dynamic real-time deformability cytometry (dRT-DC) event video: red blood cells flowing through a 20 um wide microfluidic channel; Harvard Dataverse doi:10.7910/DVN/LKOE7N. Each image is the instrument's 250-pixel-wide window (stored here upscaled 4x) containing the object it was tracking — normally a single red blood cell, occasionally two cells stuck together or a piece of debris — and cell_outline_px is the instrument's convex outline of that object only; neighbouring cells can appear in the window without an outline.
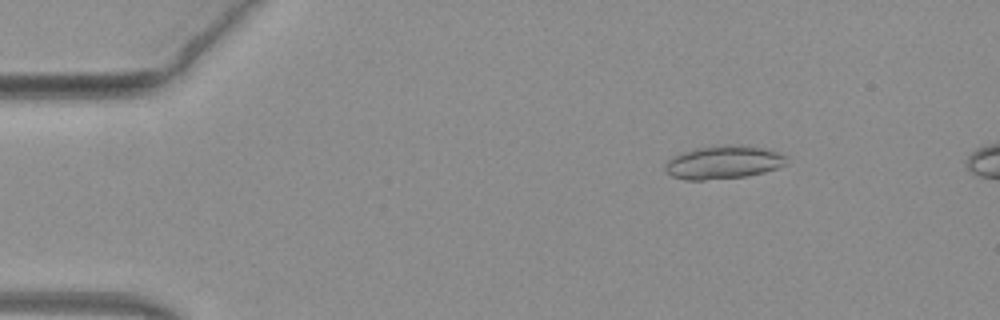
{"species": "common noctule bat (a hibernating species)", "species_latin": "Nyctalus noctula", "temperature_condition": "warm", "stored_images_in_passage": 49, "camera_frame_rate_fps": 3000, "um_per_image_px": 0.085, "animal": {"sex": "female", "body_mass_g": 19.3, "forearm_length_mm": 54.1}, "frame": {"image": 1, "passage_image": 7, "time_ms": 2.0, "image_size_px": [1000, 320], "cell_outline_px": [[788, 164], [764, 172], [748, 176], [704, 180], [684, 180], [672, 176], [664, 168], [664, 164], [672, 156], [696, 148], [724, 144], [772, 148], [784, 156], [788, 160]], "centroid_in_image_um": [61.51, 13.79], "position_along_channel_um": 23.5, "area_um2": 23.7}}
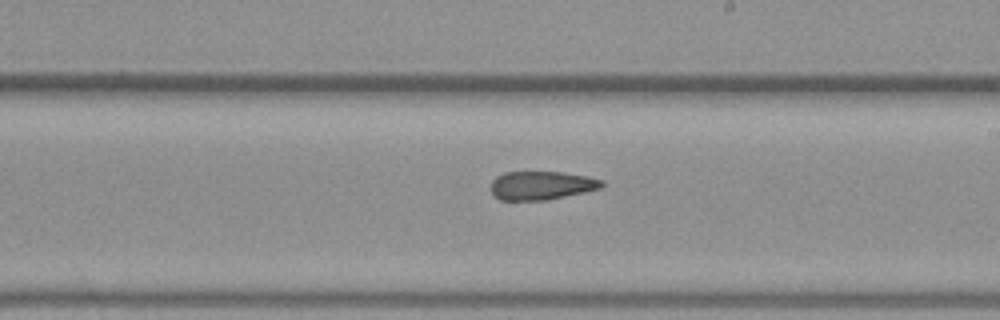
{"frame": {"image": 2, "passage_image": 29, "time_ms": 9.333, "image_size_px": [1000, 320], "cell_outline_px": [[604, 184], [600, 188], [584, 192], [548, 200], [500, 200], [492, 196], [492, 180], [496, 176], [504, 172], [564, 172], [588, 176], [604, 180]], "centroid_in_image_um": [46.02, 15.76], "position_along_channel_um": 243.0, "area_um2": 18.61}}
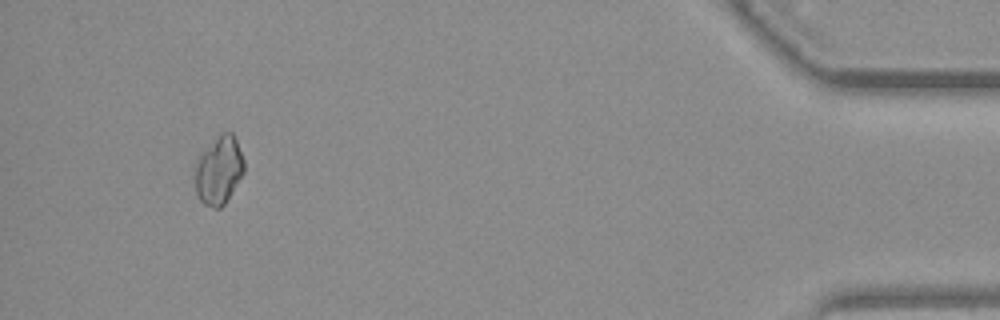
{"frame": {"image": 3, "passage_image": 47, "time_ms": 15.333, "image_size_px": [1000, 320], "cell_outline_px": [[244, 172], [224, 204], [220, 208], [212, 208], [204, 204], [200, 200], [196, 192], [196, 160], [220, 132], [232, 132], [236, 140], [244, 160]], "centroid_in_image_um": [18.61, 14.47], "position_along_channel_um": 416.6, "area_um2": 19.19}}